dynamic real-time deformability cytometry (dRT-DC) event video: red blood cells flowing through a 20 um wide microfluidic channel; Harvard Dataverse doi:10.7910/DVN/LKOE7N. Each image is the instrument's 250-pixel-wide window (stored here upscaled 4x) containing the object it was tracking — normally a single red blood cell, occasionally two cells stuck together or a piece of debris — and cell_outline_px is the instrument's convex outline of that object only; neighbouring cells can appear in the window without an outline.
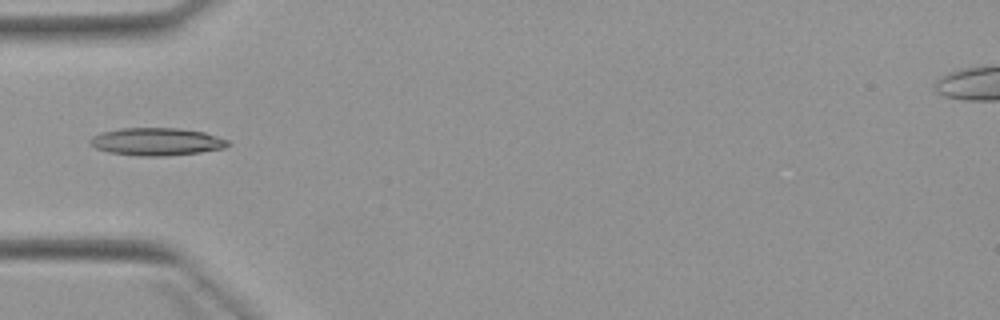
{"species": "Egyptian fruit bat (a non-hibernating species)", "species_latin": "Rousettus aegyptiacus", "temperature_condition": "warm", "stored_images_in_passage": 2, "camera_frame_rate_fps": 3000, "um_per_image_px": 0.085, "animal": {"sex": "female"}, "frame": {"image": 1, "passage_image": 2, "time_ms": 1.0, "image_size_px": [1000, 320], "cell_outline_px": [[232, 144], [224, 148], [200, 152], [168, 156], [140, 156], [108, 152], [96, 148], [88, 144], [88, 140], [92, 136], [104, 132], [120, 128], [180, 128], [204, 132], [228, 140]], "centroid_in_image_um": [13.31, 12.04], "position_along_channel_um": 71.7, "area_um2": 22.31}}